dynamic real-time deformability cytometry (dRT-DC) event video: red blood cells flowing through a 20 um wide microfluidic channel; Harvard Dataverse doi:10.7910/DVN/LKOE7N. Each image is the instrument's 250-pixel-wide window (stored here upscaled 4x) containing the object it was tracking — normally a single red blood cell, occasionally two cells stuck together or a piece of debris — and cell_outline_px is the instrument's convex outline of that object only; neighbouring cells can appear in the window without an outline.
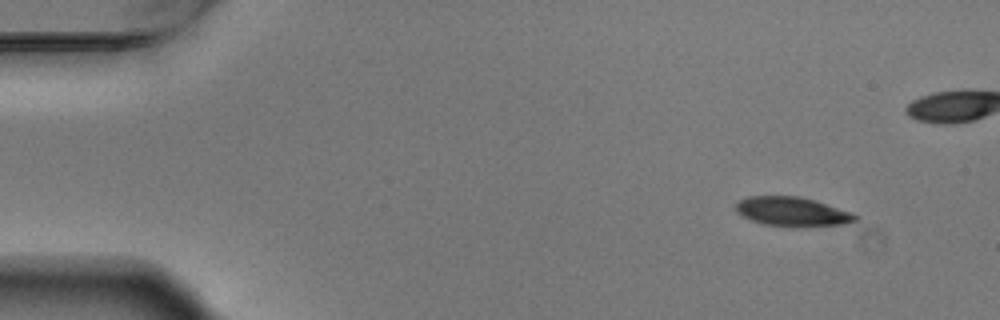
{"species": "Egyptian fruit bat (a non-hibernating species)", "species_latin": "Rousettus aegyptiacus", "temperature_condition": "warm", "stored_images_in_passage": 5, "camera_frame_rate_fps": 3000, "um_per_image_px": 0.085, "animal": {"sex": "male"}, "frame": {"image": 1, "passage_image": 1, "time_ms": 0.0, "image_size_px": [1000, 320], "cell_outline_px": [[860, 216], [856, 220], [844, 224], [800, 228], [792, 228], [764, 224], [752, 220], [736, 212], [736, 204], [740, 200], [748, 196], [800, 196], [852, 212]], "centroid_in_image_um": [67.37, 18.01], "position_along_channel_um": 17.6, "area_um2": 20.58}}